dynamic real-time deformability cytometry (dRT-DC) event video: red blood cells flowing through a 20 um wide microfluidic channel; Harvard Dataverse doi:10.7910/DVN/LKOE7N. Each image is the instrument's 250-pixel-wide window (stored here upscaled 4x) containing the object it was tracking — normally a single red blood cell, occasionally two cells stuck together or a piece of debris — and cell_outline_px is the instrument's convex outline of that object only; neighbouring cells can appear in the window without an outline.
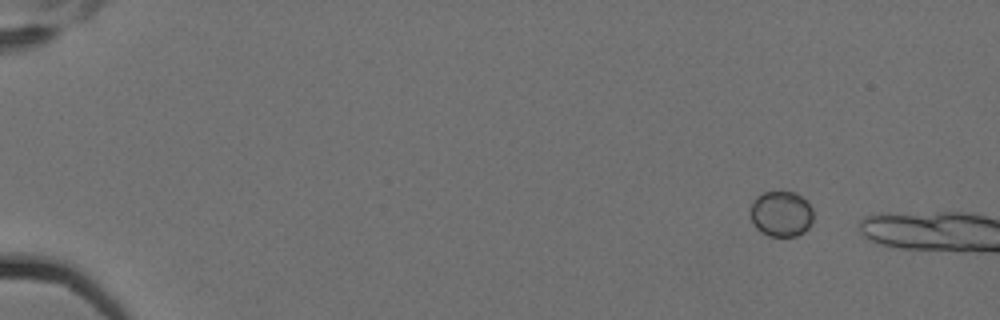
{"species": "Egyptian fruit bat (a non-hibernating species)", "species_latin": "Rousettus aegyptiacus", "temperature_condition": "cold", "stored_images_in_passage": 2, "camera_frame_rate_fps": 3000, "um_per_image_px": 0.085, "animal": {"sex": "female"}, "frame": {"image": 1, "passage_image": 1, "time_ms": 0.0, "image_size_px": [1000, 320], "cell_outline_px": [[812, 220], [808, 228], [804, 232], [796, 236], [768, 236], [760, 232], [756, 228], [748, 216], [748, 212], [752, 200], [756, 196], [764, 192], [796, 192], [812, 208]], "centroid_in_image_um": [66.33, 18.18], "position_along_channel_um": 18.7, "area_um2": 16.99}}